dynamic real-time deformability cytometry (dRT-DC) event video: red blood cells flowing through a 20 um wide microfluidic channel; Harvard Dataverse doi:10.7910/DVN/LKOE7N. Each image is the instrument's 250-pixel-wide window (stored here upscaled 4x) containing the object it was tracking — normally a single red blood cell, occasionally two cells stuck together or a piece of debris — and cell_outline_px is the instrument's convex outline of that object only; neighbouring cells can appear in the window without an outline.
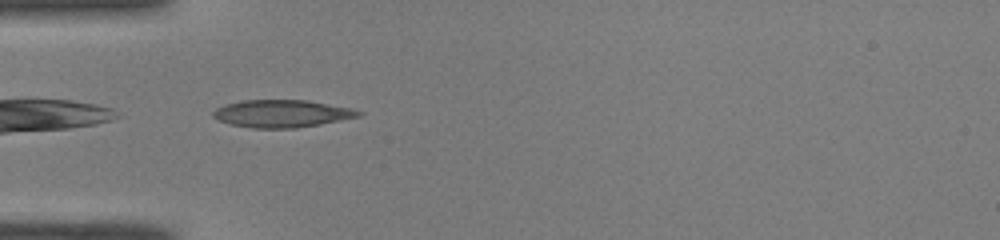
{"species": "common noctule bat (a hibernating species)", "species_latin": "Nyctalus noctula", "temperature_condition": "room temperature", "stored_images_in_passage": 35, "camera_frame_rate_fps": 3000, "um_per_image_px": 0.085, "animal": {"sex": "male", "body_mass_g": 19.0, "forearm_length_mm": 50.8}, "frame": {"image": 1, "passage_image": 1, "time_ms": 0.0, "image_size_px": [1000, 240], "cell_outline_px": [[364, 112], [360, 116], [320, 124], [296, 128], [252, 128], [232, 124], [220, 120], [212, 116], [212, 112], [216, 108], [224, 104], [244, 100], [308, 100], [352, 108]], "centroid_in_image_um": [23.97, 9.65], "position_along_channel_um": 61.0, "area_um2": 23.24}}
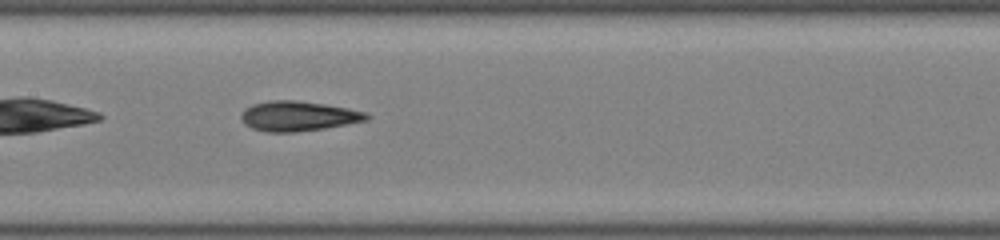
{"frame": {"image": 2, "passage_image": 10, "time_ms": 3.0, "image_size_px": [1000, 240], "cell_outline_px": [[372, 116], [368, 120], [324, 128], [296, 132], [268, 132], [252, 128], [244, 124], [240, 116], [244, 108], [252, 104], [268, 100], [296, 100], [324, 104], [348, 108], [368, 112]], "centroid_in_image_um": [25.35, 9.86], "position_along_channel_um": 182.1, "area_um2": 22.02}}
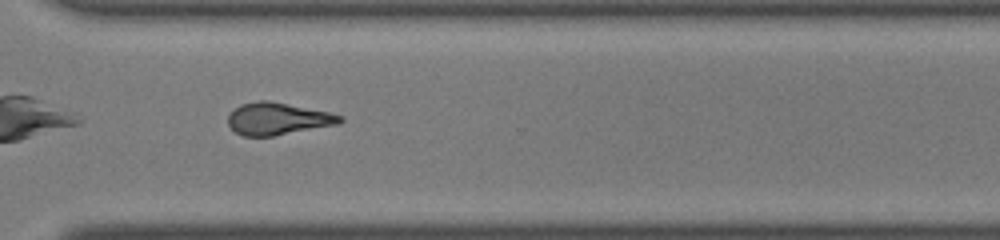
{"frame": {"image": 3, "passage_image": 22, "time_ms": 7.0, "image_size_px": [1000, 240], "cell_outline_px": [[344, 120], [340, 124], [272, 136], [244, 136], [236, 132], [228, 124], [228, 116], [240, 104], [256, 100], [268, 100], [328, 112], [344, 116]], "centroid_in_image_um": [23.63, 10.09], "position_along_channel_um": 347.0, "area_um2": 20.92}, "authors_computed_cell_mechanics": {"area_um2": 21.2704, "velocity_mm_per_s": 4.1233, "shape_relaxation_time_tau1_ms": 7.9181, "shape_relaxation_time_tau2_ms": 3.6415, "deformation_change_tau1": 0.2013, "deformation_change_tau2": 0.1168}}